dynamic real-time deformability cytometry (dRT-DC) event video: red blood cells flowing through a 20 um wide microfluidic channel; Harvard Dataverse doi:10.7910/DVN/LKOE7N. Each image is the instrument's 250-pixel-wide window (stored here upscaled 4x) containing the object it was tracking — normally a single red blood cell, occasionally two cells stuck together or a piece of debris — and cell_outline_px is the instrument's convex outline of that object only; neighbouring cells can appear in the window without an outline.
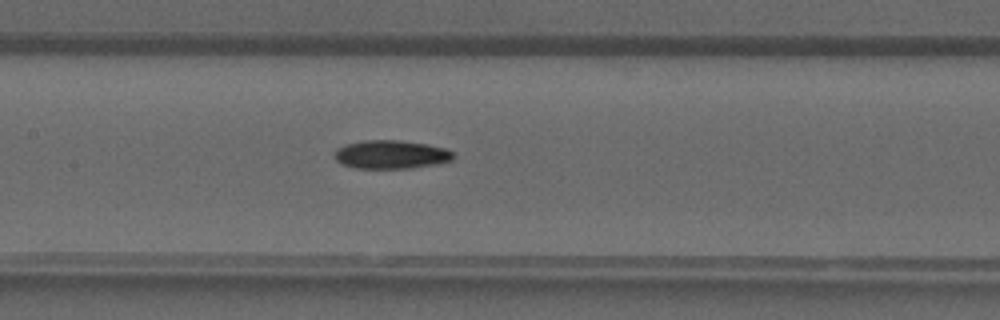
{"species": "common noctule bat (a hibernating species)", "species_latin": "Nyctalus noctula", "temperature_condition": "warm", "stored_images_in_passage": 36, "camera_frame_rate_fps": 3000, "um_per_image_px": 0.085, "animal": {"sex": "male", "forearm_length_mm": 52.5}, "frame": {"image": 1, "passage_image": 15, "time_ms": 4.667, "image_size_px": [1000, 320], "cell_outline_px": [[456, 156], [452, 160], [436, 164], [412, 168], [356, 168], [344, 164], [336, 160], [336, 148], [348, 144], [364, 140], [400, 140], [428, 144], [444, 148], [452, 152]], "centroid_in_image_um": [33.28, 13.13], "position_along_channel_um": 174.1, "area_um2": 19.59}}
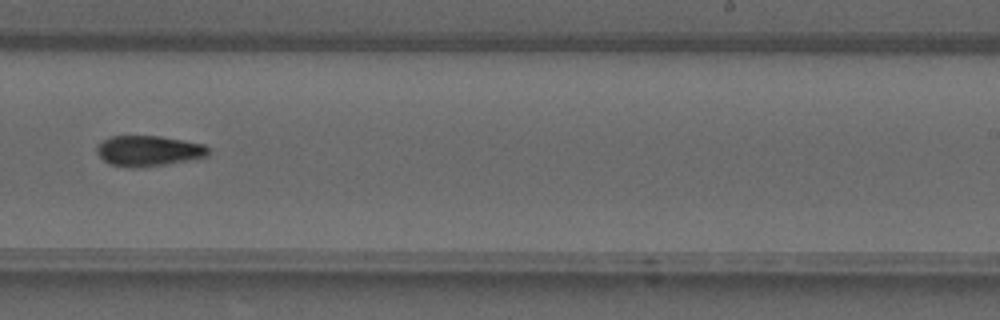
{"frame": {"image": 2, "passage_image": 21, "time_ms": 6.667, "image_size_px": [1000, 320], "cell_outline_px": [[208, 156], [188, 160], [164, 164], [136, 168], [128, 168], [108, 164], [96, 152], [96, 144], [108, 136], [160, 136], [184, 140], [204, 144], [208, 148]], "centroid_in_image_um": [12.57, 12.82], "position_along_channel_um": 276.4, "area_um2": 20.0}}
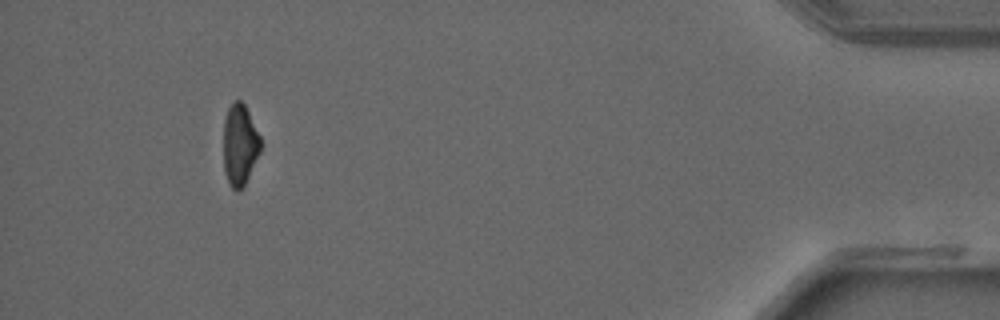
{"frame": {"image": 3, "passage_image": 33, "time_ms": 10.667, "image_size_px": [1000, 320], "cell_outline_px": [[260, 152], [244, 184], [236, 192], [232, 188], [224, 172], [224, 120], [228, 108], [236, 100], [240, 100], [244, 104], [260, 136]], "centroid_in_image_um": [20.37, 12.3], "position_along_channel_um": 414.8, "area_um2": 17.17}}